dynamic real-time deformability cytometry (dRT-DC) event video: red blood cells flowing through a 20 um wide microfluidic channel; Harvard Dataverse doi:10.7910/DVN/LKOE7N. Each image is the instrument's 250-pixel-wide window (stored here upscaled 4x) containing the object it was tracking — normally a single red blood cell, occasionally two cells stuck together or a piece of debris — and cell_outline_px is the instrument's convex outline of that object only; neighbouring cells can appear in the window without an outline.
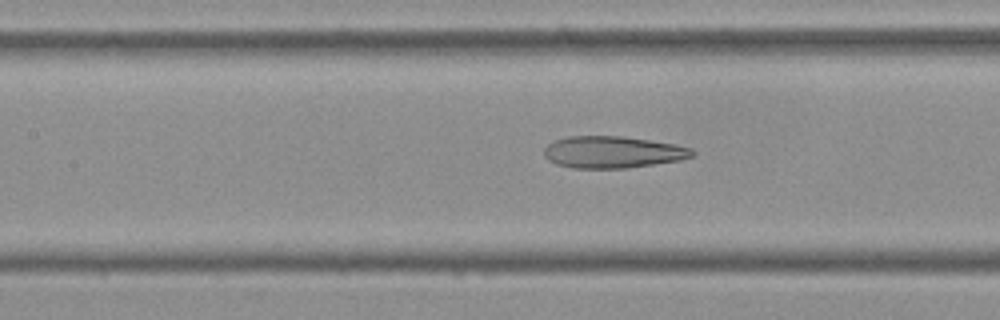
{"species": "Egyptian fruit bat (a non-hibernating species)", "species_latin": "Rousettus aegyptiacus", "temperature_condition": "cold", "stored_images_in_passage": 52, "camera_frame_rate_fps": 3000, "um_per_image_px": 0.085, "frame": {"image": 1, "passage_image": 23, "time_ms": 7.333, "image_size_px": [1000, 320], "cell_outline_px": [[696, 152], [692, 156], [680, 160], [628, 168], [572, 168], [556, 164], [548, 160], [544, 156], [544, 148], [548, 144], [556, 140], [568, 136], [624, 136], [676, 144], [692, 148]], "centroid_in_image_um": [52.08, 12.93], "position_along_channel_um": 155.3, "area_um2": 27.63}}
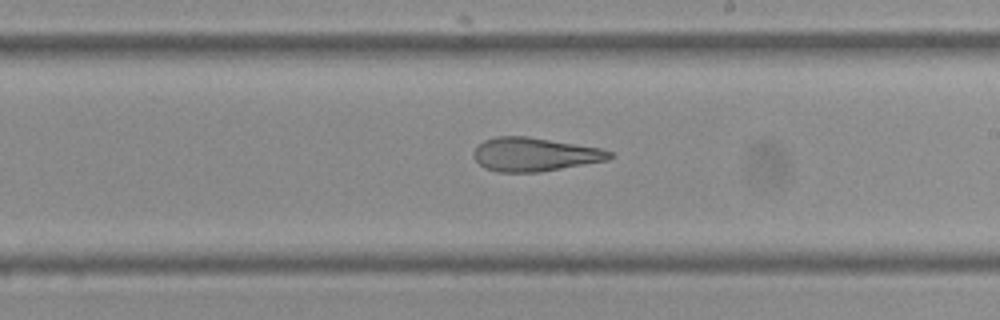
{"frame": {"image": 2, "passage_image": 30, "time_ms": 9.667, "image_size_px": [1000, 320], "cell_outline_px": [[612, 156], [608, 160], [540, 172], [496, 172], [484, 168], [472, 156], [472, 152], [476, 144], [484, 140], [496, 136], [528, 136], [600, 148], [612, 152]], "centroid_in_image_um": [45.38, 13.12], "position_along_channel_um": 243.6, "area_um2": 26.82}}
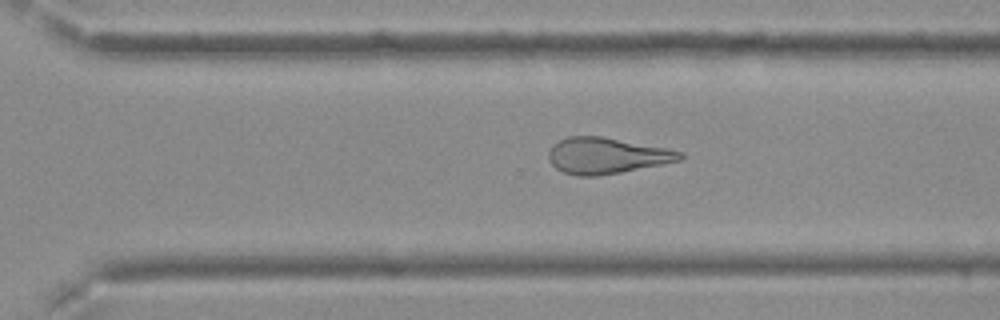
{"frame": {"image": 3, "passage_image": 36, "time_ms": 11.667, "image_size_px": [1000, 320], "cell_outline_px": [[684, 156], [680, 160], [664, 164], [620, 172], [596, 176], [576, 176], [564, 172], [556, 168], [548, 160], [548, 152], [552, 144], [568, 136], [600, 136], [664, 148], [684, 152]], "centroid_in_image_um": [51.53, 13.23], "position_along_channel_um": 319.1, "area_um2": 27.46}, "authors_computed_cell_mechanics": {"area_um2": 29.5358, "velocity_mm_per_s": 3.7895, "shape_relaxation_time_tau1_ms": null, "shape_relaxation_time_tau2_ms": 2.4737, "deformation_change_tau1": null, "deformation_change_tau2": 0.1167}}